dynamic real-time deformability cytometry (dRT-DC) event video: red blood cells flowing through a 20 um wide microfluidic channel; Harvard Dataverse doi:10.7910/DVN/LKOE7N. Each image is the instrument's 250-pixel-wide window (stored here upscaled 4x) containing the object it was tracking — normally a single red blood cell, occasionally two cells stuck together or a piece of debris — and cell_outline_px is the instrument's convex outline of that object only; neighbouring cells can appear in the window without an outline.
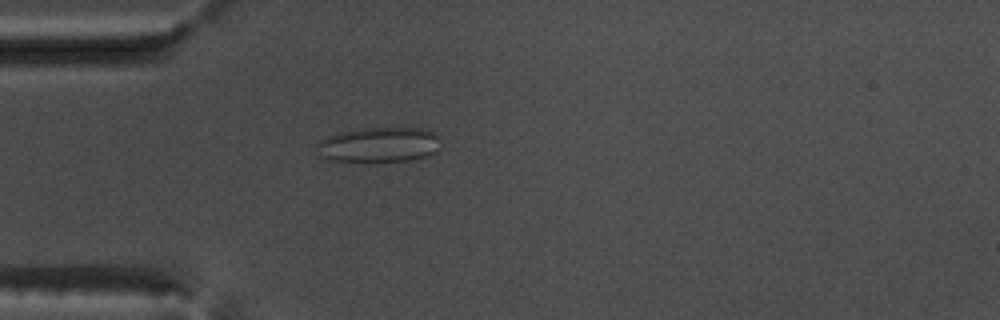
{"species": "common noctule bat (a hibernating species)", "species_latin": "Nyctalus noctula", "temperature_condition": "warm", "stored_images_in_passage": 54, "camera_frame_rate_fps": 3000, "um_per_image_px": 0.085, "animal": {"sex": "male", "body_mass_g": 17.5, "forearm_length_mm": 52.3}, "frame": {"image": 1, "passage_image": 16, "time_ms": 5.0, "image_size_px": [1000, 320], "cell_outline_px": [[440, 148], [436, 152], [428, 156], [408, 160], [328, 160], [320, 156], [316, 144], [320, 140], [336, 132], [364, 128], [420, 128], [432, 132], [436, 136]], "centroid_in_image_um": [32.19, 12.28], "position_along_channel_um": 52.8, "area_um2": 24.85}}
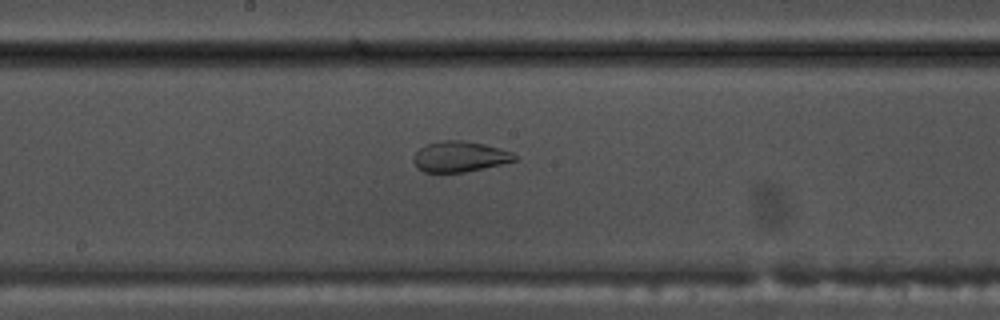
{"frame": {"image": 2, "passage_image": 29, "time_ms": 9.333, "image_size_px": [1000, 320], "cell_outline_px": [[516, 160], [500, 164], [464, 172], [424, 172], [416, 168], [412, 160], [412, 156], [424, 144], [440, 140], [464, 140], [484, 144], [512, 152], [516, 156]], "centroid_in_image_um": [39.0, 13.3], "position_along_channel_um": 209.2, "area_um2": 18.09}}
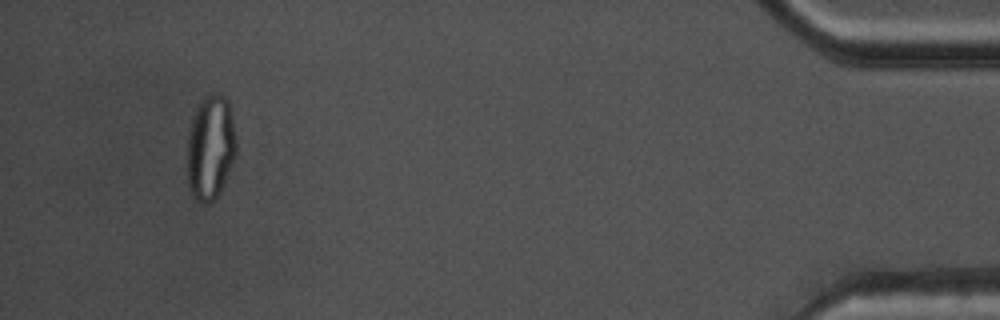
{"frame": {"image": 3, "passage_image": 51, "time_ms": 16.667, "image_size_px": [1000, 320], "cell_outline_px": [[236, 152], [224, 184], [220, 192], [212, 204], [204, 204], [196, 200], [192, 196], [188, 184], [188, 132], [196, 108], [200, 100], [208, 92], [216, 92], [224, 96], [228, 100], [236, 140]], "centroid_in_image_um": [17.88, 12.54], "position_along_channel_um": 417.3, "area_um2": 30.11}, "authors_computed_cell_mechanics": {"area_um2": 26.5013, "velocity_mm_per_s": 3.808, "shape_relaxation_time_tau1_ms": null, "shape_relaxation_time_tau2_ms": 1.1576, "deformation_change_tau1": null, "deformation_change_tau2": 0.0737}}